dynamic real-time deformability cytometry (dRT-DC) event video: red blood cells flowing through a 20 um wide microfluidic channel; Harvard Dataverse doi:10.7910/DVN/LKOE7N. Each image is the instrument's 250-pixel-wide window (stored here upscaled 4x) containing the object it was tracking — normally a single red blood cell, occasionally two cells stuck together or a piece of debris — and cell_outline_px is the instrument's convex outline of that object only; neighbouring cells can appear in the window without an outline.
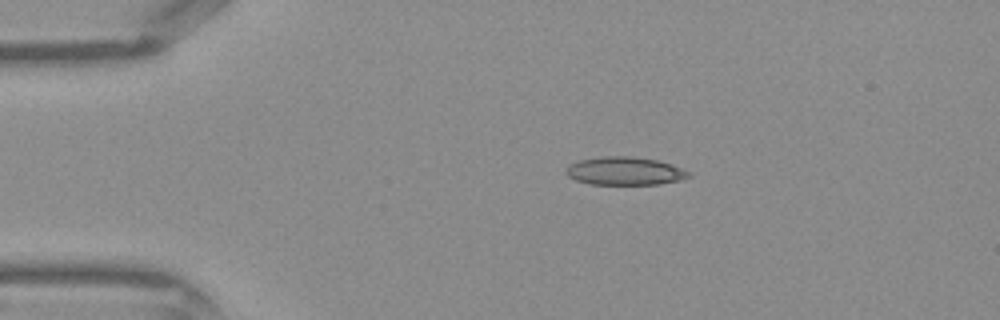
{"species": "Egyptian fruit bat (a non-hibernating species)", "species_latin": "Rousettus aegyptiacus", "temperature_condition": "warm", "stored_images_in_passage": 42, "camera_frame_rate_fps": 3000, "um_per_image_px": 0.085, "frame": {"image": 1, "passage_image": 8, "time_ms": 2.333, "image_size_px": [1000, 320], "cell_outline_px": [[692, 176], [680, 180], [656, 184], [588, 184], [576, 180], [568, 176], [564, 172], [564, 168], [568, 164], [580, 160], [600, 156], [632, 156], [656, 160], [672, 164], [692, 172]], "centroid_in_image_um": [53.09, 14.53], "position_along_channel_um": 31.9, "area_um2": 20.35}}
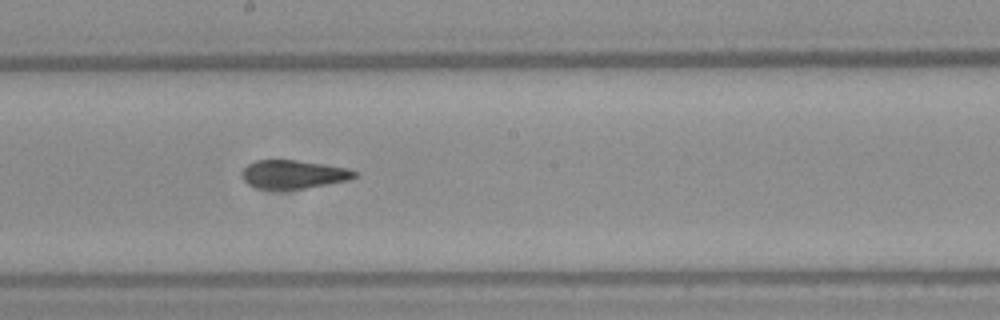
{"frame": {"image": 2, "passage_image": 23, "time_ms": 7.333, "image_size_px": [1000, 320], "cell_outline_px": [[360, 172], [356, 176], [348, 180], [304, 188], [256, 188], [248, 184], [240, 176], [240, 172], [248, 164], [256, 160], [296, 160], [348, 168]], "centroid_in_image_um": [24.92, 14.8], "position_along_channel_um": 223.3, "area_um2": 18.5}}
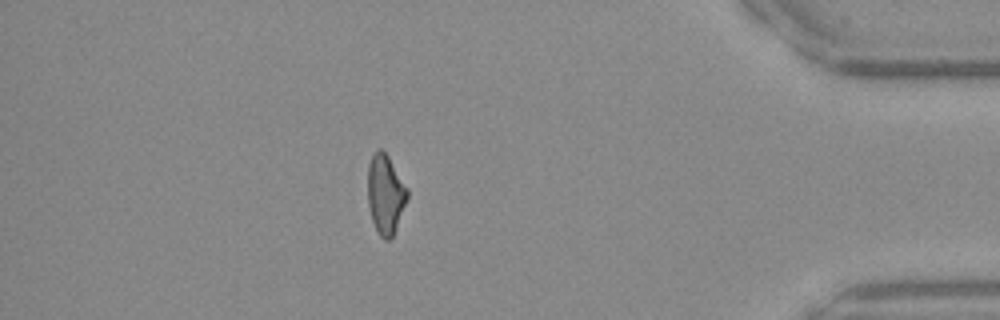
{"frame": {"image": 3, "passage_image": 37, "time_ms": 12.0, "image_size_px": [1000, 320], "cell_outline_px": [[408, 196], [392, 236], [388, 240], [384, 240], [380, 236], [372, 220], [368, 204], [368, 164], [376, 148], [380, 148], [388, 156], [408, 188]], "centroid_in_image_um": [32.75, 16.47], "position_along_channel_um": 402.5, "area_um2": 18.03}}